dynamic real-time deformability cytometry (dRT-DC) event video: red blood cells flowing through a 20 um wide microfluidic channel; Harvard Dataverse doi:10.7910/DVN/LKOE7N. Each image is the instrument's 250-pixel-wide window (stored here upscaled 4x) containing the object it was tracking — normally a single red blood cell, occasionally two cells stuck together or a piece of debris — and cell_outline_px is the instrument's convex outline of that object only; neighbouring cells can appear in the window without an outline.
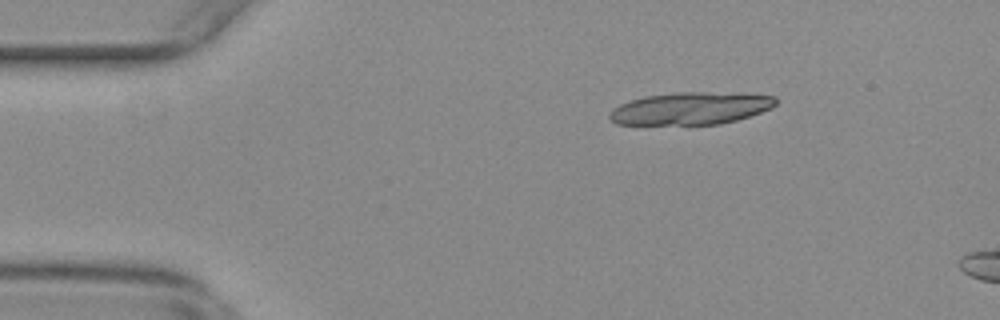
{"species": "common noctule bat (a hibernating species)", "species_latin": "Nyctalus noctula", "temperature_condition": "warm", "stored_images_in_passage": 5, "camera_frame_rate_fps": 3000, "um_per_image_px": 0.085, "animal": {"sex": "female", "body_mass_g": 29.2, "forearm_length_mm": 56.3}, "frame": {"image": 1, "passage_image": 1, "time_ms": 0.0, "image_size_px": [1000, 320], "cell_outline_px": [[776, 104], [772, 108], [736, 120], [720, 124], [616, 124], [608, 116], [612, 108], [620, 104], [644, 96], [676, 92], [708, 92], [776, 96]], "centroid_in_image_um": [58.68, 9.21], "position_along_channel_um": 26.3, "area_um2": 31.04}}